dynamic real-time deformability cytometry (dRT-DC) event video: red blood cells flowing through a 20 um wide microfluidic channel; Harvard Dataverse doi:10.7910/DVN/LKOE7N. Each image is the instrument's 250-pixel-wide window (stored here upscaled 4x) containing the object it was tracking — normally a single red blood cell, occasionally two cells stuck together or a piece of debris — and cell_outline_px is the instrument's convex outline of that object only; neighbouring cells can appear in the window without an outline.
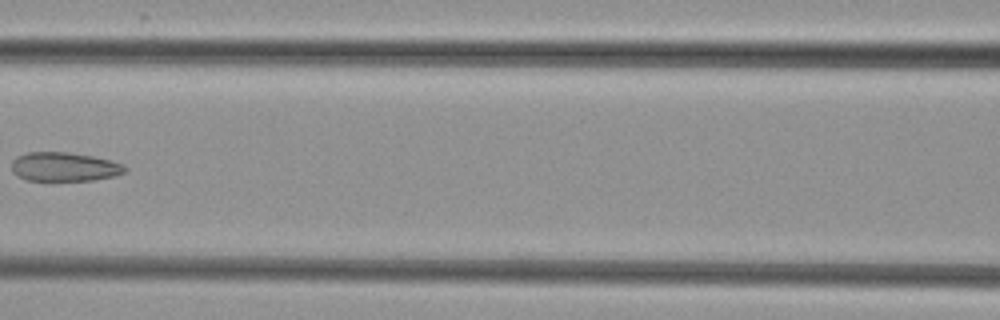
{"species": "common noctule bat (a hibernating species)", "species_latin": "Nyctalus noctula", "temperature_condition": "cold", "stored_images_in_passage": 8, "camera_frame_rate_fps": 3000, "um_per_image_px": 0.085, "animal": {"sex": "female", "body_mass_g": 29.2, "forearm_length_mm": 56.3}, "frame": {"image": 1, "passage_image": 8, "time_ms": 8.333, "image_size_px": [1000, 320], "cell_outline_px": [[128, 168], [124, 172], [116, 176], [92, 180], [28, 180], [16, 176], [12, 172], [12, 160], [16, 156], [28, 152], [68, 152], [92, 156], [112, 160], [124, 164]], "centroid_in_image_um": [5.47, 14.17], "position_along_channel_um": 161.1, "area_um2": 19.31}}